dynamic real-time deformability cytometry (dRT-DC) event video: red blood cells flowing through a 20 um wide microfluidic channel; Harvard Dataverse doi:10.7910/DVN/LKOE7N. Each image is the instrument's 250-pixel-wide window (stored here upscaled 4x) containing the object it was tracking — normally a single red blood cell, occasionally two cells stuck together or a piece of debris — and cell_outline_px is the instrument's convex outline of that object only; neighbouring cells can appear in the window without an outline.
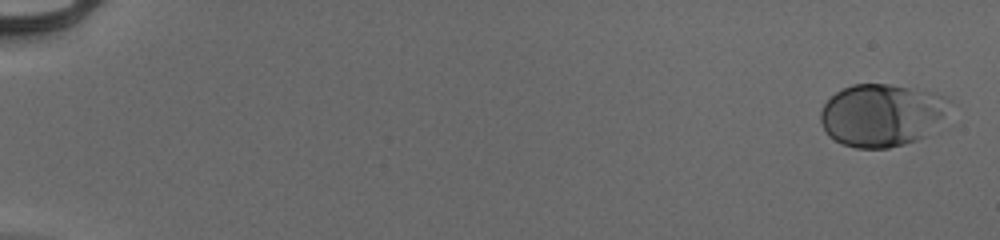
{"species": "human", "species_latin": "Homo sapiens", "temperature_condition": "cold", "stored_images_in_passage": 54, "camera_frame_rate_fps": 3000, "um_per_image_px": 0.085, "donor": {"sex": "male"}, "frame": {"image": 1, "passage_image": 1, "time_ms": 0.0, "image_size_px": [1000, 240], "cell_outline_px": [[924, 136], [916, 140], [904, 144], [888, 148], [856, 148], [844, 144], [836, 140], [824, 128], [820, 120], [820, 112], [824, 104], [836, 92], [852, 84], [888, 84], [908, 88]], "centroid_in_image_um": [74.1, 9.9], "position_along_channel_um": 10.9, "area_um2": 38.44}}
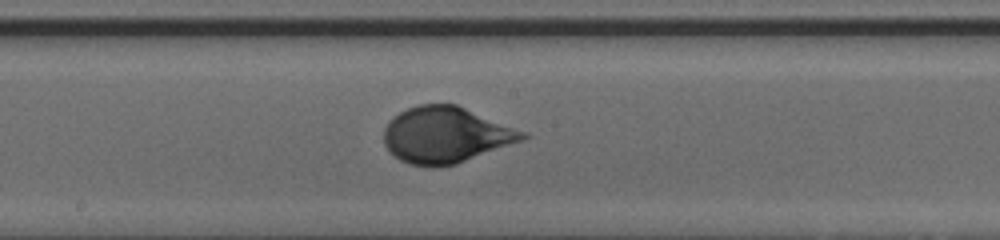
{"frame": {"image": 2, "passage_image": 31, "time_ms": 10.0, "image_size_px": [1000, 240], "cell_outline_px": [[528, 136], [520, 140], [456, 164], [436, 168], [432, 168], [408, 164], [400, 160], [384, 144], [384, 128], [388, 120], [400, 112], [408, 108], [420, 104], [456, 104], [528, 132]], "centroid_in_image_um": [37.86, 11.47], "position_along_channel_um": 210.3, "area_um2": 45.2}}
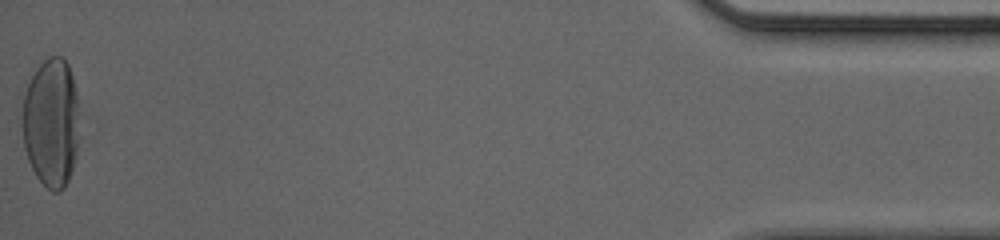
{"frame": {"image": 3, "passage_image": 54, "time_ms": 17.667, "image_size_px": [1000, 240], "cell_outline_px": [[76, 156], [68, 180], [64, 188], [60, 192], [52, 192], [36, 176], [28, 160], [24, 148], [20, 124], [20, 116], [24, 96], [28, 84], [36, 68], [48, 56], [60, 56], [68, 64], [72, 76], [76, 92]], "centroid_in_image_um": [4.29, 10.43], "position_along_channel_um": 430.9, "area_um2": 42.77}, "authors_computed_cell_mechanics": {"area_um2": 41.5293, "velocity_mm_per_s": 3.936, "shape_relaxation_time_tau1_ms": 4.8568, "shape_relaxation_time_tau2_ms": null, "deformation_change_tau1": 0.1762, "deformation_change_tau2": null}}